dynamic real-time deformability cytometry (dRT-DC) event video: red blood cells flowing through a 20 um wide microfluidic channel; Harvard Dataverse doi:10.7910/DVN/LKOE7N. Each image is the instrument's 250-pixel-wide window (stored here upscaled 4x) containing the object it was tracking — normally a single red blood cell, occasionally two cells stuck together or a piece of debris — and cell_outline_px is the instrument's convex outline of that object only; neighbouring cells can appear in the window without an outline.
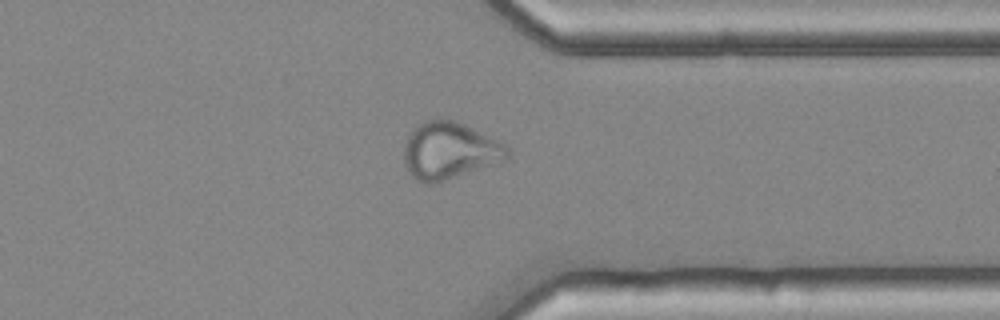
{"species": "common noctule bat (a hibernating species)", "species_latin": "Nyctalus noctula", "temperature_condition": "cold", "stored_images_in_passage": 38, "camera_frame_rate_fps": 3000, "um_per_image_px": 0.085, "animal": {"sex": "female", "body_mass_g": 25.1}, "frame": {"image": 1, "passage_image": 33, "time_ms": 10.667, "image_size_px": [1000, 320], "cell_outline_px": [[512, 156], [508, 160], [444, 180], [416, 180], [408, 172], [404, 164], [404, 144], [408, 136], [416, 124], [424, 120], [456, 120], [504, 144], [512, 152]], "centroid_in_image_um": [38.23, 12.78], "position_along_channel_um": 373.2, "area_um2": 33.93}}